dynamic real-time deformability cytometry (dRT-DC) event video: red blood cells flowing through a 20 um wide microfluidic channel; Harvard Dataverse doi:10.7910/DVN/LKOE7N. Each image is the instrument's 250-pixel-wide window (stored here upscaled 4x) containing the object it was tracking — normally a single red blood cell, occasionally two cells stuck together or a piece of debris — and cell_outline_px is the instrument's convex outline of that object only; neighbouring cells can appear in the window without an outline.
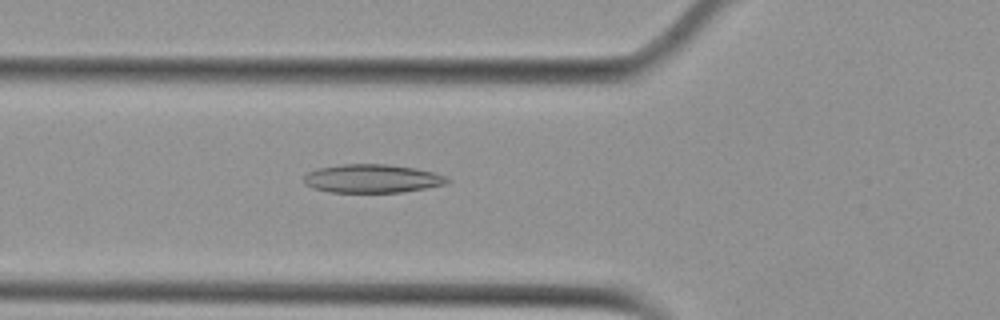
{"species": "Egyptian fruit bat (a non-hibernating species)", "species_latin": "Rousettus aegyptiacus", "temperature_condition": "cold", "stored_images_in_passage": 50, "camera_frame_rate_fps": 3000, "um_per_image_px": 0.085, "animal": {"sex": "female"}, "frame": {"image": 1, "passage_image": 16, "time_ms": 5.0, "image_size_px": [1000, 320], "cell_outline_px": [[452, 180], [448, 184], [404, 192], [328, 192], [312, 188], [304, 184], [304, 176], [308, 172], [316, 168], [340, 164], [388, 164], [416, 168], [448, 176]], "centroid_in_image_um": [31.65, 15.18], "position_along_channel_um": 94.1, "area_um2": 24.16}}
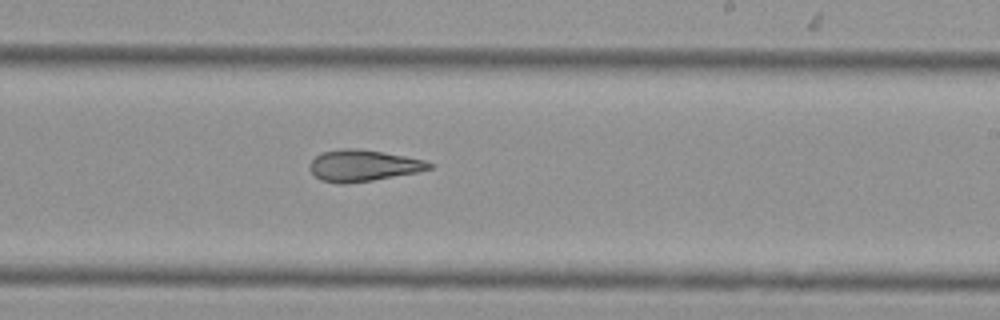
{"frame": {"image": 2, "passage_image": 29, "time_ms": 9.333, "image_size_px": [1000, 320], "cell_outline_px": [[436, 164], [432, 168], [416, 172], [372, 180], [344, 184], [340, 184], [320, 180], [308, 168], [308, 164], [320, 152], [340, 148], [356, 148], [384, 152], [424, 160]], "centroid_in_image_um": [30.83, 14.06], "position_along_channel_um": 258.2, "area_um2": 21.96}}
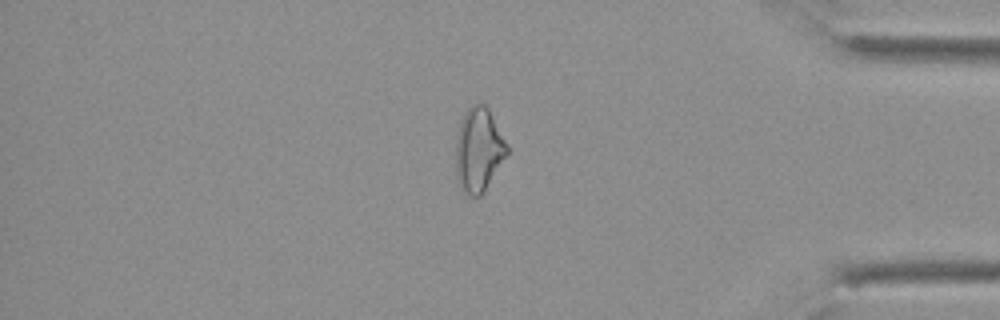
{"frame": {"image": 3, "passage_image": 42, "time_ms": 13.667, "image_size_px": [1000, 320], "cell_outline_px": [[508, 152], [480, 196], [472, 196], [464, 188], [456, 176], [456, 136], [460, 120], [464, 112], [472, 104], [484, 104], [488, 108], [508, 148]], "centroid_in_image_um": [40.65, 12.67], "position_along_channel_um": 394.5, "area_um2": 24.28}, "authors_computed_cell_mechanics": {"area_um2": 24.2182, "velocity_mm_per_s": 3.7852, "shape_relaxation_time_tau1_ms": null, "shape_relaxation_time_tau2_ms": 5.7983, "deformation_change_tau1": null, "deformation_change_tau2": 0.1729}}